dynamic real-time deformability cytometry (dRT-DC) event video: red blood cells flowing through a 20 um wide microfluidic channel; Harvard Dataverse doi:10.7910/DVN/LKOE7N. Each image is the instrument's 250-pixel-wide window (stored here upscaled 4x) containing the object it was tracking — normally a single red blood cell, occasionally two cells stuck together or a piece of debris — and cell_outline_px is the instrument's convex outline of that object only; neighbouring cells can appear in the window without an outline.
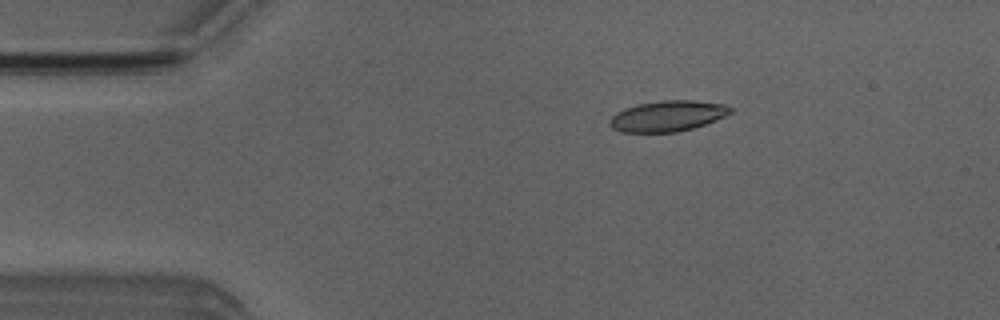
{"species": "Egyptian fruit bat (a non-hibernating species)", "species_latin": "Rousettus aegyptiacus", "temperature_condition": "room temperature", "stored_images_in_passage": 50, "camera_frame_rate_fps": 3000, "um_per_image_px": 0.085, "animal": {"sex": "male"}, "frame": {"image": 1, "passage_image": 9, "time_ms": 2.667, "image_size_px": [1000, 320], "cell_outline_px": [[732, 112], [724, 116], [704, 124], [692, 128], [676, 132], [620, 132], [612, 128], [608, 124], [608, 120], [616, 112], [624, 108], [640, 104], [660, 100], [692, 100], [724, 104], [732, 108]], "centroid_in_image_um": [56.7, 9.86], "position_along_channel_um": 28.3, "area_um2": 21.56}}
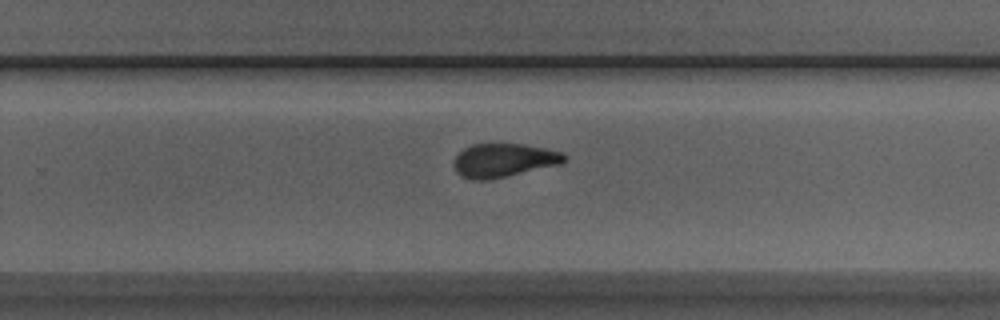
{"frame": {"image": 2, "passage_image": 33, "time_ms": 10.667, "image_size_px": [1000, 320], "cell_outline_px": [[568, 160], [560, 164], [504, 176], [484, 180], [472, 180], [460, 176], [456, 172], [452, 164], [456, 156], [464, 148], [472, 144], [524, 144], [564, 152], [568, 156]], "centroid_in_image_um": [42.81, 13.61], "position_along_channel_um": 287.0, "area_um2": 21.62}}
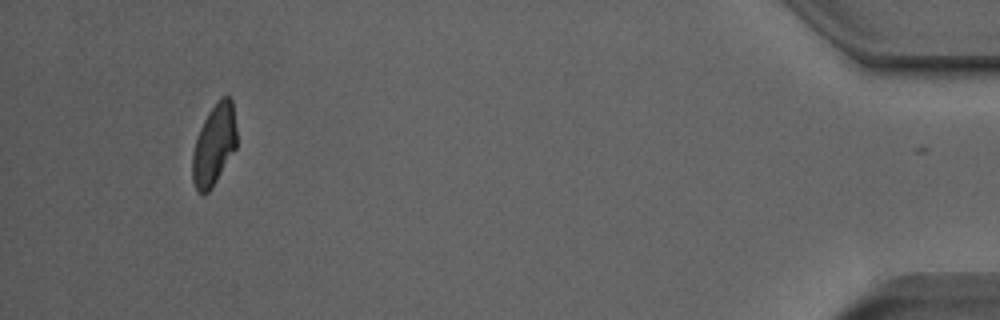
{"frame": {"image": 3, "passage_image": 49, "time_ms": 16.0, "image_size_px": [1000, 320], "cell_outline_px": [[236, 148], [212, 188], [208, 192], [196, 192], [192, 180], [192, 152], [200, 128], [208, 112], [224, 96], [228, 96], [232, 100], [236, 128]], "centroid_in_image_um": [18.18, 12.35], "position_along_channel_um": 417.0, "area_um2": 20.69}, "authors_computed_cell_mechanics": {"area_um2": 21.8484, "velocity_mm_per_s": 3.892, "shape_relaxation_time_tau1_ms": 7.1865, "shape_relaxation_time_tau2_ms": 1.7202, "deformation_change_tau1": 0.1871, "deformation_change_tau2": 0.0745}}